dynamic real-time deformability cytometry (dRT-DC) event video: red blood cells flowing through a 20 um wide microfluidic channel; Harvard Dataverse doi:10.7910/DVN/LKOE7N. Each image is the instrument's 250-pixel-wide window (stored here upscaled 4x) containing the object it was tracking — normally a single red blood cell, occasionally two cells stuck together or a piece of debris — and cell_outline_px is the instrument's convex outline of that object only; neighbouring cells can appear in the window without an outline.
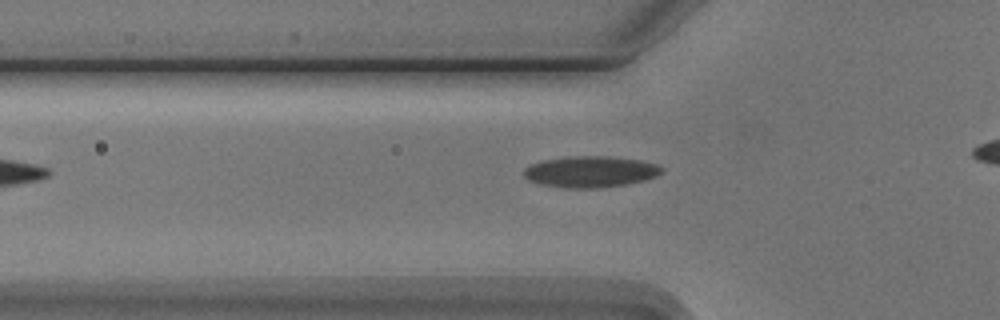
{"species": "Egyptian fruit bat (a non-hibernating species)", "species_latin": "Rousettus aegyptiacus", "temperature_condition": "cold", "stored_images_in_passage": 3, "camera_frame_rate_fps": 3000, "um_per_image_px": 0.085, "animal": {"sex": "male"}, "frame": {"image": 1, "passage_image": 3, "time_ms": 2.333, "image_size_px": [1000, 320], "cell_outline_px": [[664, 172], [656, 176], [644, 180], [628, 184], [600, 188], [564, 188], [540, 184], [528, 180], [524, 176], [524, 168], [532, 164], [544, 160], [576, 156], [608, 156], [640, 160], [656, 164], [664, 168]], "centroid_in_image_um": [50.21, 14.6], "position_along_channel_um": 75.6, "area_um2": 25.14}}